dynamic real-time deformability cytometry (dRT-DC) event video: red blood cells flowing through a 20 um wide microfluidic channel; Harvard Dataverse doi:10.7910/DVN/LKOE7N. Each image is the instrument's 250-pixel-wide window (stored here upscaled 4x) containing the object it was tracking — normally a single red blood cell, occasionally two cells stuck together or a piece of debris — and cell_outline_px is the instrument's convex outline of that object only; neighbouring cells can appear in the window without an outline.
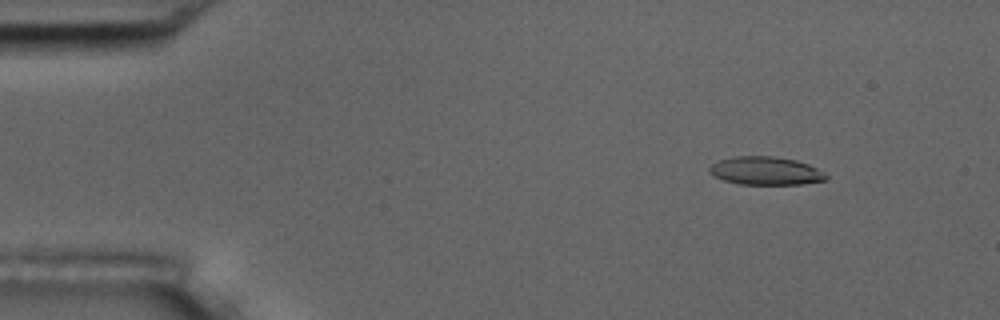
{"species": "common noctule bat (a hibernating species)", "species_latin": "Nyctalus noctula", "temperature_condition": "room temperature", "stored_images_in_passage": 3, "camera_frame_rate_fps": 3000, "um_per_image_px": 0.085, "animal": {"sex": "male", "body_mass_g": 17.5, "forearm_length_mm": 52.3}, "frame": {"image": 1, "passage_image": 1, "time_ms": 0.0, "image_size_px": [1000, 320], "cell_outline_px": [[828, 176], [824, 180], [800, 184], [740, 184], [724, 180], [712, 176], [708, 172], [708, 168], [712, 164], [720, 160], [732, 156], [772, 156], [796, 160], [808, 164], [824, 172]], "centroid_in_image_um": [65.04, 14.51], "position_along_channel_um": 20.0, "area_um2": 19.13}}
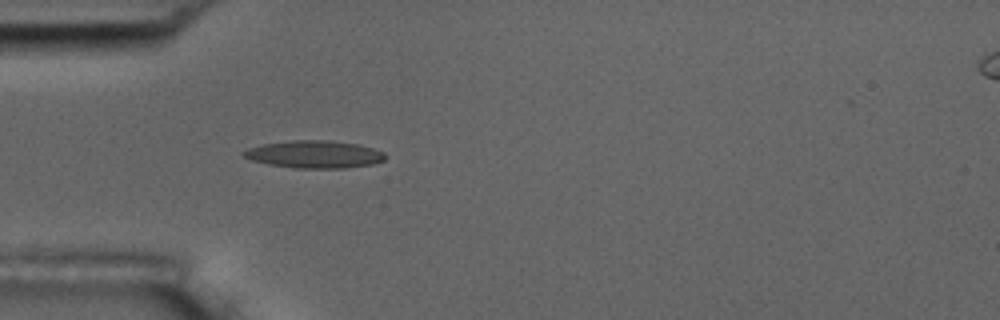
{"frame": {"image": 2, "passage_image": 3, "time_ms": 3.333, "image_size_px": [1000, 320], "cell_outline_px": [[384, 160], [372, 164], [344, 168], [296, 168], [268, 164], [252, 160], [244, 156], [240, 152], [248, 148], [264, 144], [292, 140], [328, 140], [360, 144], [384, 152]], "centroid_in_image_um": [26.72, 13.11], "position_along_channel_um": 58.3, "area_um2": 22.6}}